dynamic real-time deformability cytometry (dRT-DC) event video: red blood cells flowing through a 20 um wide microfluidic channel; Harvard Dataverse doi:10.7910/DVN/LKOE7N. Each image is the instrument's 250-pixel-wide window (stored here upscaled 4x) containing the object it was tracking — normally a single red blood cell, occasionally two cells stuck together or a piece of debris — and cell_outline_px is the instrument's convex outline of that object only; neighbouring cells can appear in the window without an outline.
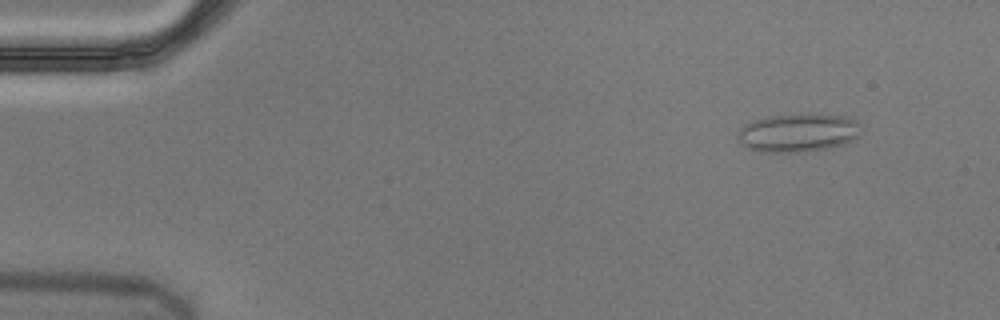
{"species": "Egyptian fruit bat (a non-hibernating species)", "species_latin": "Rousettus aegyptiacus", "temperature_condition": "cold", "stored_images_in_passage": 54, "camera_frame_rate_fps": 3000, "um_per_image_px": 0.085, "animal": {"sex": "male"}, "frame": {"image": 1, "passage_image": 4, "time_ms": 1.0, "image_size_px": [1000, 320], "cell_outline_px": [[860, 124], [856, 136], [852, 140], [844, 144], [828, 148], [796, 152], [764, 152], [752, 148], [744, 144], [736, 136], [740, 128], [744, 124], [768, 116], [804, 112], [848, 116], [856, 120]], "centroid_in_image_um": [67.86, 11.24], "position_along_channel_um": 17.1, "area_um2": 27.69}}
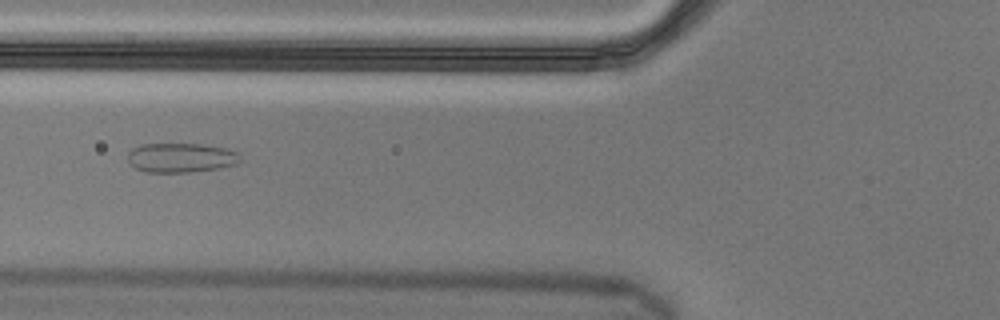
{"frame": {"image": 2, "passage_image": 20, "time_ms": 6.333, "image_size_px": [1000, 320], "cell_outline_px": [[240, 160], [236, 164], [220, 168], [192, 172], [144, 172], [128, 164], [128, 152], [132, 148], [140, 144], [204, 144], [224, 148], [240, 152]], "centroid_in_image_um": [15.37, 13.4], "position_along_channel_um": 110.4, "area_um2": 19.54}}
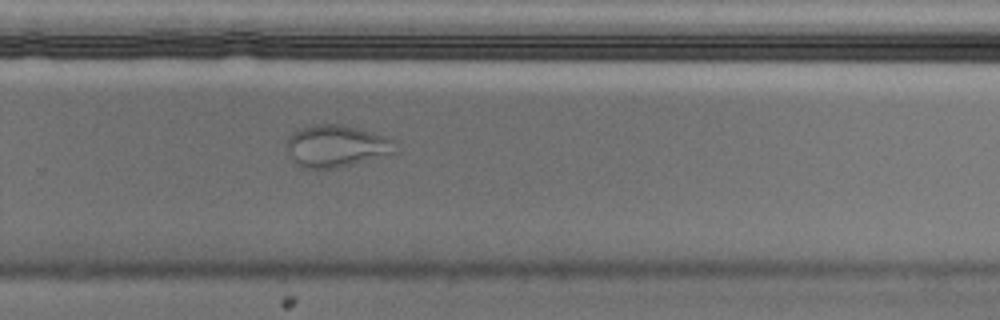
{"frame": {"image": 3, "passage_image": 36, "time_ms": 11.667, "image_size_px": [1000, 320], "cell_outline_px": [[396, 152], [352, 164], [332, 168], [300, 168], [296, 164], [288, 152], [288, 136], [292, 132], [300, 128], [312, 124], [340, 124], [388, 136], [396, 140]], "centroid_in_image_um": [28.59, 12.4], "position_along_channel_um": 301.2, "area_um2": 26.53}}